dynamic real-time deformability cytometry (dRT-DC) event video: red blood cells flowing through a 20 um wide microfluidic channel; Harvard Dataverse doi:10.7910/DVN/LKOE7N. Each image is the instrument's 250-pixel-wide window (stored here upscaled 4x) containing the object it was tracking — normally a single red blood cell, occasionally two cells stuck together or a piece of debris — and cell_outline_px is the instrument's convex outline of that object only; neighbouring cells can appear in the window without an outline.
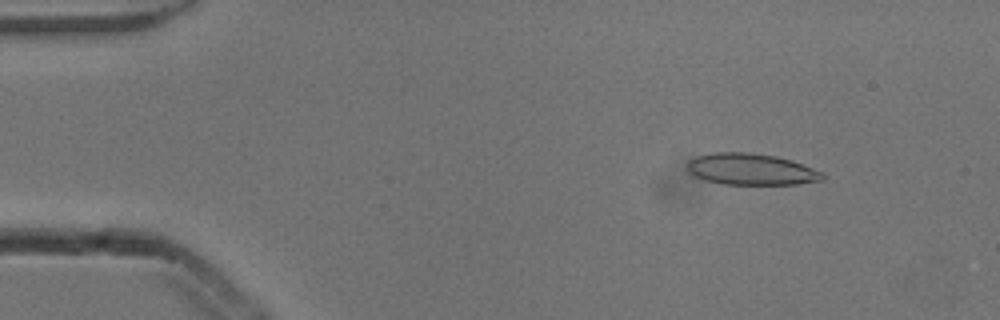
{"species": "common noctule bat (a hibernating species)", "species_latin": "Nyctalus noctula", "temperature_condition": "cold", "stored_images_in_passage": 5, "camera_frame_rate_fps": 3000, "um_per_image_px": 0.085, "animal": {"sex": "male", "body_mass_g": 13.3}, "frame": {"image": 1, "passage_image": 2, "time_ms": 0.333, "image_size_px": [1000, 320], "cell_outline_px": [[824, 180], [796, 184], [724, 184], [704, 180], [696, 176], [688, 168], [688, 160], [696, 156], [712, 152], [748, 152], [776, 156], [792, 160], [824, 172]], "centroid_in_image_um": [63.88, 14.38], "position_along_channel_um": 21.1, "area_um2": 24.8}}